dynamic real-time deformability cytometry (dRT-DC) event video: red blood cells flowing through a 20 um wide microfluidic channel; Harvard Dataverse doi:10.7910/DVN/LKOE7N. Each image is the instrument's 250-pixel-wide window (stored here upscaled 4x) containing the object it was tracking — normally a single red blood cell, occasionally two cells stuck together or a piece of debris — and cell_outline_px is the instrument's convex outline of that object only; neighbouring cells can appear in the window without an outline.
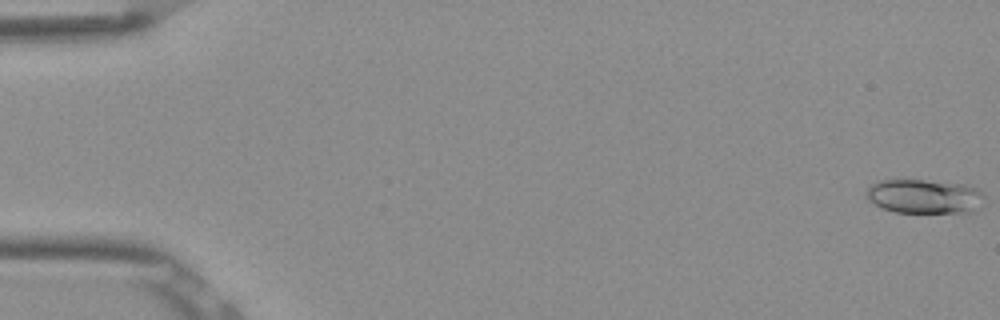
{"species": "Egyptian fruit bat (a non-hibernating species)", "species_latin": "Rousettus aegyptiacus", "temperature_condition": "room temperature", "stored_images_in_passage": 7, "camera_frame_rate_fps": 3000, "um_per_image_px": 0.085, "frame": {"image": 1, "passage_image": 1, "time_ms": 0.0, "image_size_px": [1000, 320], "cell_outline_px": [[984, 196], [980, 208], [972, 212], [896, 212], [884, 208], [868, 200], [864, 196], [864, 192], [868, 184], [876, 180], [924, 180], [964, 184], [980, 188]], "centroid_in_image_um": [78.55, 16.67], "position_along_channel_um": 6.5, "area_um2": 23.87}}
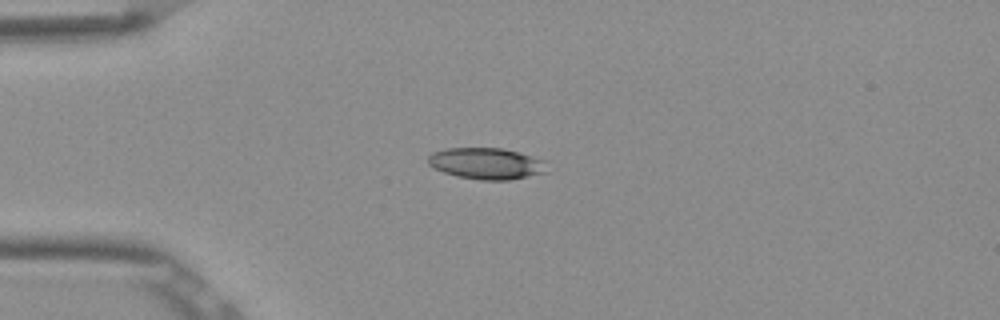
{"frame": {"image": 2, "passage_image": 5, "time_ms": 1.333, "image_size_px": [1000, 320], "cell_outline_px": [[548, 160], [544, 172], [528, 176], [508, 180], [480, 180], [456, 176], [444, 172], [428, 164], [428, 156], [432, 152], [448, 148], [504, 148]], "centroid_in_image_um": [41.36, 13.89], "position_along_channel_um": 43.6, "area_um2": 21.79}}
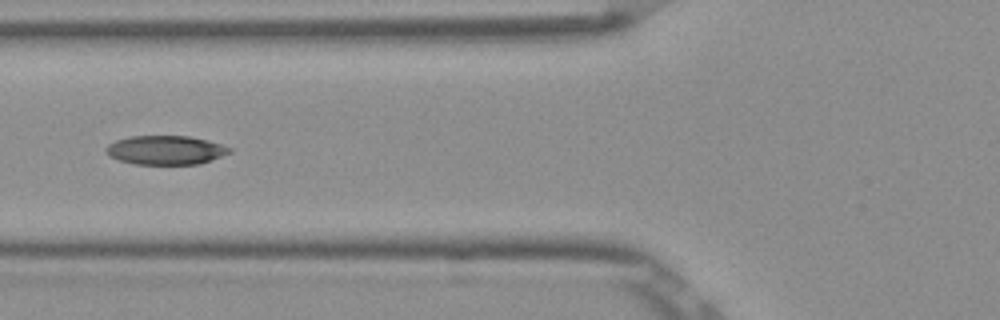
{"frame": {"image": 3, "passage_image": 7, "time_ms": 2.0, "image_size_px": [1000, 320], "cell_outline_px": [[232, 152], [200, 164], [132, 164], [108, 156], [104, 152], [104, 148], [108, 144], [116, 140], [132, 136], [188, 136], [208, 140], [232, 148]], "centroid_in_image_um": [14.05, 12.76], "position_along_channel_um": 111.7, "area_um2": 20.98}}